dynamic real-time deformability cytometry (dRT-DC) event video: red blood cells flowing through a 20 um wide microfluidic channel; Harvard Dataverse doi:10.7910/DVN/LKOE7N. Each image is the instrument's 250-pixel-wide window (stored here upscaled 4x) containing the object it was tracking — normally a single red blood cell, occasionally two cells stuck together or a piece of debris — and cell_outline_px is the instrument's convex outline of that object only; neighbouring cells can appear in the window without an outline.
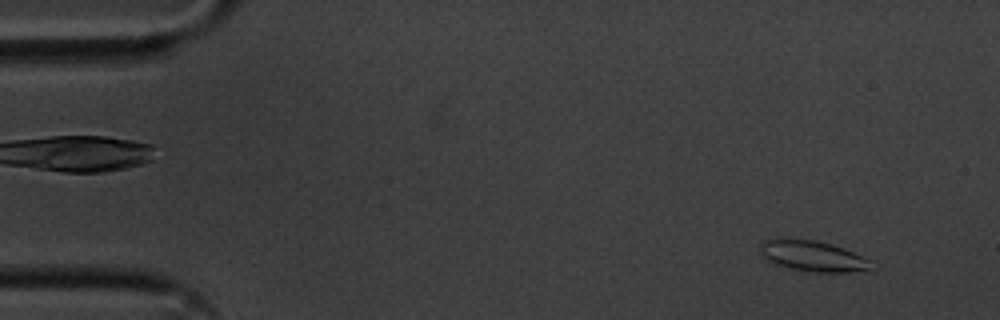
{"species": "common noctule bat (a hibernating species)", "species_latin": "Nyctalus noctula", "temperature_condition": "cold", "stored_images_in_passage": 56, "camera_frame_rate_fps": 3000, "um_per_image_px": 0.085, "animal": {"sex": "male", "body_mass_g": 20.1, "forearm_length_mm": 53.5}, "frame": {"image": 1, "passage_image": 4, "time_ms": 1.0, "image_size_px": [1000, 320], "cell_outline_px": [[876, 268], [848, 272], [816, 272], [792, 268], [776, 264], [768, 260], [760, 252], [760, 244], [768, 236], [816, 240], [832, 244], [844, 248], [872, 260]], "centroid_in_image_um": [69.09, 21.72], "position_along_channel_um": 15.9, "area_um2": 20.29}}
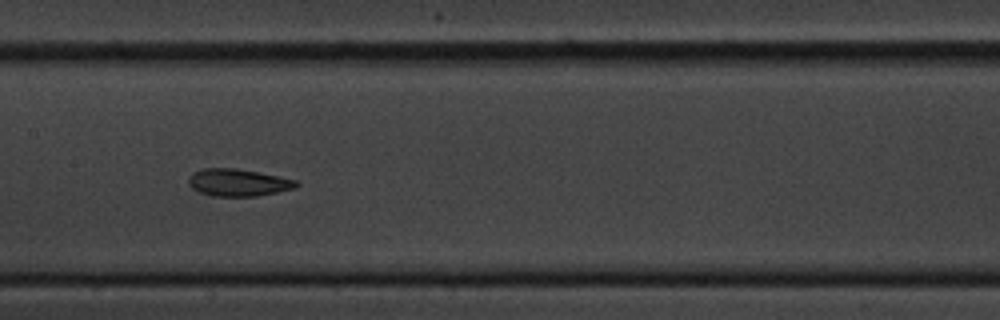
{"frame": {"image": 2, "passage_image": 27, "time_ms": 8.667, "image_size_px": [1000, 320], "cell_outline_px": [[300, 184], [296, 188], [256, 196], [212, 196], [196, 192], [188, 184], [188, 176], [192, 172], [204, 168], [236, 168], [296, 180]], "centroid_in_image_um": [20.18, 15.52], "position_along_channel_um": 187.2, "area_um2": 17.17}}
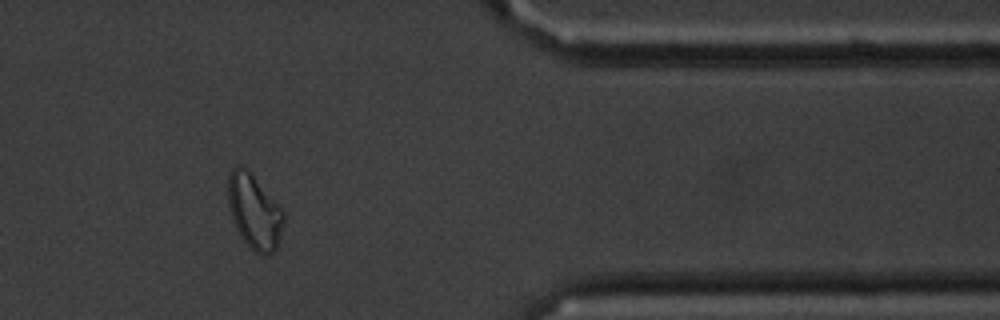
{"frame": {"image": 3, "passage_image": 46, "time_ms": 15.0, "image_size_px": [1000, 320], "cell_outline_px": [[284, 220], [280, 236], [276, 248], [268, 256], [260, 256], [244, 240], [236, 228], [232, 220], [228, 204], [228, 172], [236, 164], [240, 164], [248, 168], [252, 172], [284, 212]], "centroid_in_image_um": [21.59, 17.93], "position_along_channel_um": 389.8, "area_um2": 24.39}, "authors_computed_cell_mechanics": {"area_um2": 18.4382, "velocity_mm_per_s": 3.5347, "shape_relaxation_time_tau1_ms": 4.0989, "shape_relaxation_time_tau2_ms": 2.3848, "deformation_change_tau1": 0.1038, "deformation_change_tau2": 0.0804}}